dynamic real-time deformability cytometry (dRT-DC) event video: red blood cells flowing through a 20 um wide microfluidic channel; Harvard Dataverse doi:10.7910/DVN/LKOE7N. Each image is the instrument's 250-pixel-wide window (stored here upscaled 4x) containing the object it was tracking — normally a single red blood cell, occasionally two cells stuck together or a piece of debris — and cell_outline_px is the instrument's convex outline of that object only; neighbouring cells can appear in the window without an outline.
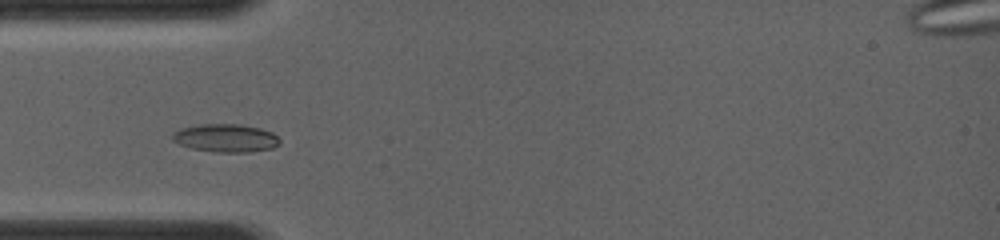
{"species": "common noctule bat (a hibernating species)", "species_latin": "Nyctalus noctula", "temperature_condition": "room temperature", "stored_images_in_passage": 10, "camera_frame_rate_fps": 4000, "um_per_image_px": 0.085, "animal": {"sex": "female", "body_mass_g": 19.0, "forearm_length_mm": 56.7}, "frame": {"image": 1, "passage_image": 7, "time_ms": 2.0, "image_size_px": [1000, 240], "cell_outline_px": [[280, 144], [272, 148], [244, 152], [220, 152], [192, 148], [180, 144], [172, 140], [172, 136], [176, 132], [184, 128], [200, 124], [236, 124], [260, 128], [272, 132], [280, 140]], "centroid_in_image_um": [19.22, 11.73], "position_along_channel_um": 65.8, "area_um2": 17.17}}
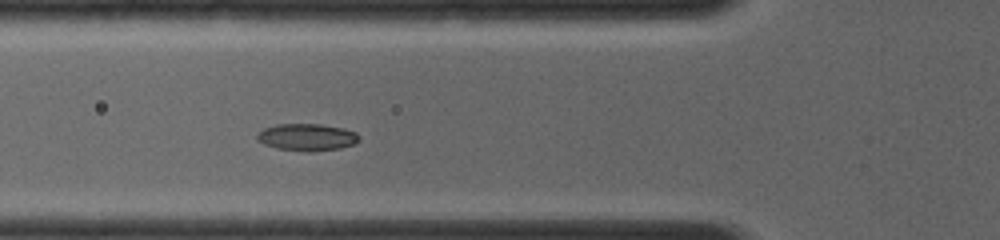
{"frame": {"image": 2, "passage_image": 10, "time_ms": 2.75, "image_size_px": [1000, 240], "cell_outline_px": [[356, 140], [352, 144], [340, 148], [276, 148], [260, 140], [256, 136], [264, 128], [276, 124], [320, 124], [340, 128], [356, 132]], "centroid_in_image_um": [26.05, 11.59], "position_along_channel_um": 99.7, "area_um2": 14.62}}